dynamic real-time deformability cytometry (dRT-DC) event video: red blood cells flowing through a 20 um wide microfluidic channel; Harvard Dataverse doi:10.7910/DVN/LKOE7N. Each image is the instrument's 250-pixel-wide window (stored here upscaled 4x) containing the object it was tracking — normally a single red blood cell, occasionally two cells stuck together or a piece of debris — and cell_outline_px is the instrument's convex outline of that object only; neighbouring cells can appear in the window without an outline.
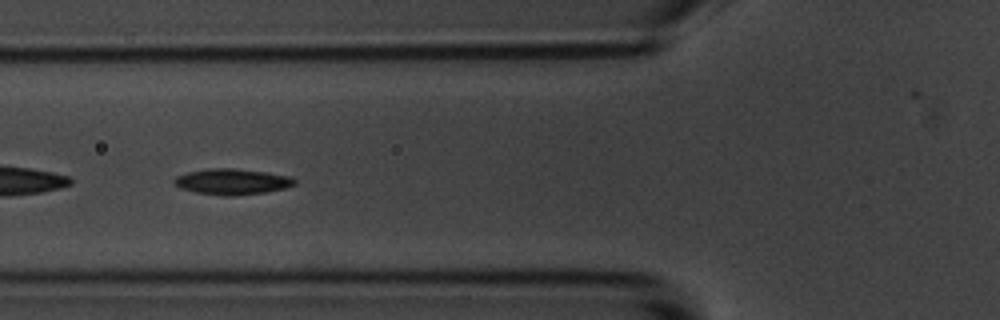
{"species": "common noctule bat (a hibernating species)", "species_latin": "Nyctalus noctula", "temperature_condition": "room temperature", "stored_images_in_passage": 5, "camera_frame_rate_fps": 3000, "um_per_image_px": 0.085, "animal": {"sex": "male", "body_mass_g": 20.1, "forearm_length_mm": 53.5}, "frame": {"image": 1, "passage_image": 5, "time_ms": 4.667, "image_size_px": [1000, 320], "cell_outline_px": [[296, 184], [284, 188], [264, 192], [228, 196], [224, 196], [196, 192], [180, 188], [172, 184], [172, 180], [176, 176], [188, 172], [212, 168], [232, 168], [264, 172], [288, 176], [296, 180]], "centroid_in_image_um": [19.67, 15.44], "position_along_channel_um": 106.1, "area_um2": 17.92}}